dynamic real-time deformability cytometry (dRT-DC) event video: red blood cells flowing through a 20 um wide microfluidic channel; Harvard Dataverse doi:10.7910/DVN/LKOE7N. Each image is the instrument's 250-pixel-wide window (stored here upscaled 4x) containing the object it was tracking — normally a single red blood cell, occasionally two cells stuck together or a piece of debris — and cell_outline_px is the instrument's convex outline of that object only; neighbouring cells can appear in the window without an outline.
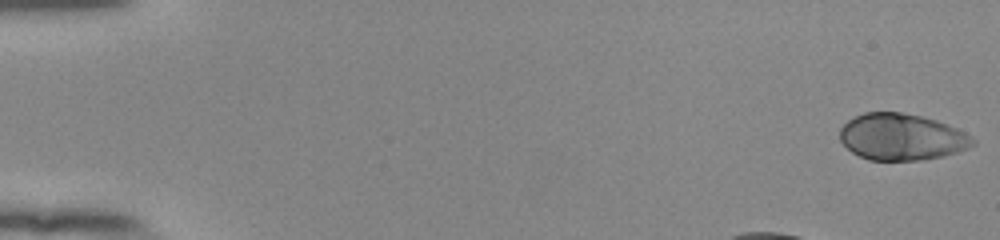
{"species": "human", "species_latin": "Homo sapiens", "temperature_condition": "room temperature", "stored_images_in_passage": 44, "camera_frame_rate_fps": 3000, "um_per_image_px": 0.085, "donor": {"sex": "female"}, "frame": {"image": 1, "passage_image": 1, "time_ms": 0.0, "image_size_px": [1000, 240], "cell_outline_px": [[976, 144], [968, 148], [956, 152], [940, 156], [920, 160], [868, 160], [852, 152], [840, 140], [840, 128], [848, 120], [864, 112], [900, 112], [920, 116], [936, 120], [956, 128], [964, 132], [976, 140]], "centroid_in_image_um": [76.63, 11.64], "position_along_channel_um": 8.4, "area_um2": 35.84}}
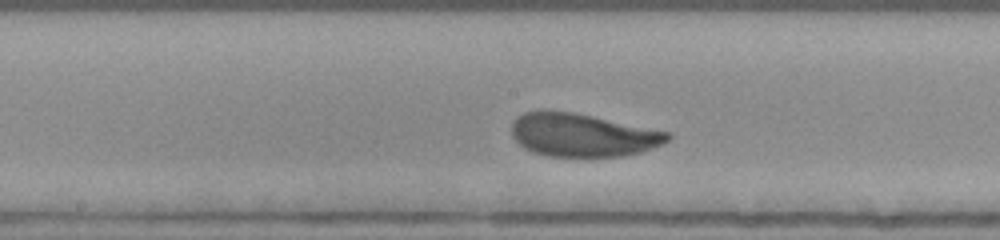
{"frame": {"image": 2, "passage_image": 26, "time_ms": 8.333, "image_size_px": [1000, 240], "cell_outline_px": [[672, 136], [664, 144], [640, 152], [624, 156], [548, 156], [532, 152], [524, 148], [512, 136], [512, 124], [516, 116], [524, 112], [540, 108], [544, 108], [572, 112], [592, 116], [668, 132]], "centroid_in_image_um": [49.45, 11.46], "position_along_channel_um": 198.7, "area_um2": 39.42}}
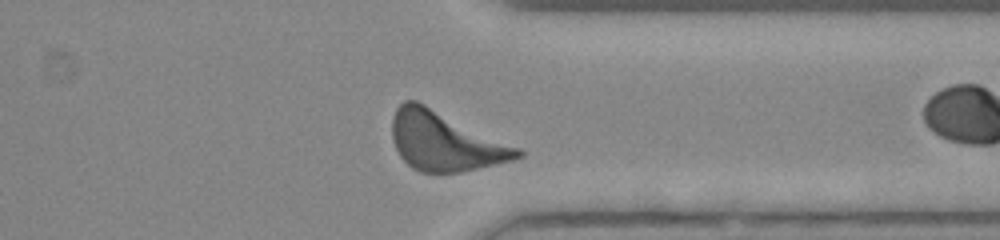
{"frame": {"image": 3, "passage_image": 40, "time_ms": 13.0, "image_size_px": [1000, 240], "cell_outline_px": [[524, 156], [512, 160], [460, 172], [420, 172], [412, 168], [400, 156], [392, 140], [392, 116], [396, 108], [404, 100], [416, 100], [520, 148], [524, 152]], "centroid_in_image_um": [37.8, 12.01], "position_along_channel_um": 373.6, "area_um2": 42.77}, "authors_computed_cell_mechanics": {"area_um2": 38.9283, "velocity_mm_per_s": 3.7762, "shape_relaxation_time_tau1_ms": 2.9092, "shape_relaxation_time_tau2_ms": null, "deformation_change_tau1": 0.1573, "deformation_change_tau2": null}}